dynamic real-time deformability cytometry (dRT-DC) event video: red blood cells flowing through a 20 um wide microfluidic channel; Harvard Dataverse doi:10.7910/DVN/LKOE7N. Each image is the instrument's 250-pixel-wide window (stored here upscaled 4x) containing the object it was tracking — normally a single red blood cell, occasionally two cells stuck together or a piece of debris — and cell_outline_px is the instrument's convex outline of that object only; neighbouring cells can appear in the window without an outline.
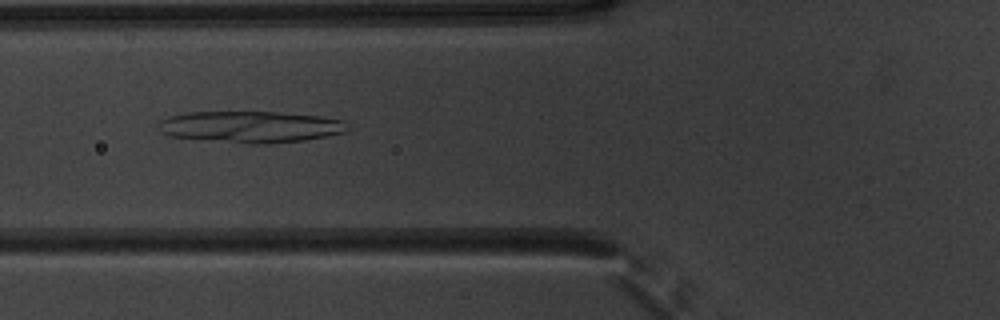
{"species": "common noctule bat (a hibernating species)", "species_latin": "Nyctalus noctula", "temperature_condition": "warm", "stored_images_in_passage": 33, "camera_frame_rate_fps": 3000, "um_per_image_px": 0.085, "animal": {"sex": "male", "body_mass_g": 20.1, "forearm_length_mm": 53.5}, "frame": {"image": 1, "passage_image": 8, "time_ms": 2.333, "image_size_px": [1000, 320], "cell_outline_px": [[348, 132], [328, 136], [304, 140], [268, 144], [252, 144], [168, 136], [160, 132], [160, 120], [168, 116], [188, 112], [276, 112], [320, 116], [344, 120], [348, 128]], "centroid_in_image_um": [21.33, 10.78], "position_along_channel_um": 104.5, "area_um2": 34.8}}
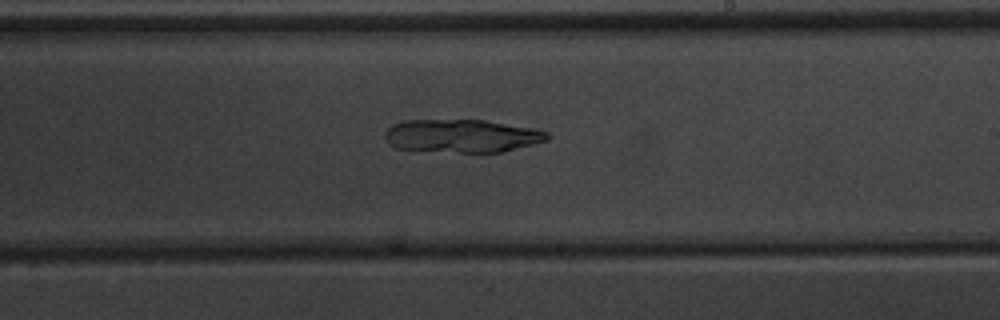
{"frame": {"image": 2, "passage_image": 19, "time_ms": 6.0, "image_size_px": [1000, 320], "cell_outline_px": [[548, 140], [504, 152], [460, 152], [396, 148], [388, 144], [384, 136], [384, 132], [392, 124], [404, 120], [484, 120], [536, 128], [548, 132]], "centroid_in_image_um": [39.27, 11.54], "position_along_channel_um": 249.7, "area_um2": 31.39}}
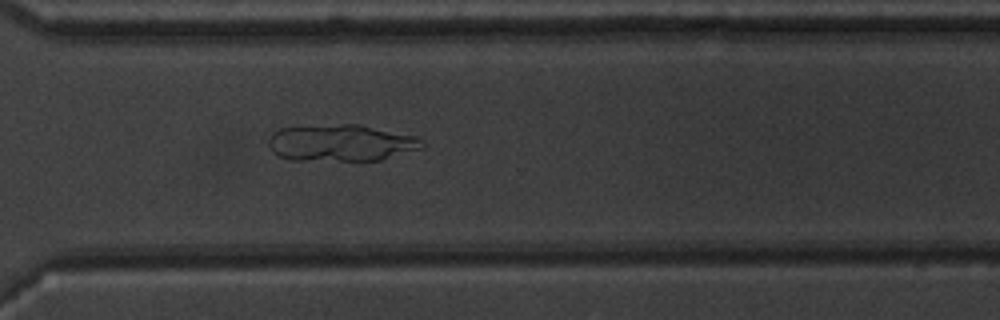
{"frame": {"image": 3, "passage_image": 26, "time_ms": 8.333, "image_size_px": [1000, 320], "cell_outline_px": [[424, 148], [380, 160], [288, 160], [272, 152], [268, 144], [268, 136], [272, 132], [280, 128], [344, 124], [360, 124], [420, 136], [424, 140]], "centroid_in_image_um": [29.04, 12.14], "position_along_channel_um": 341.6, "area_um2": 33.29}}